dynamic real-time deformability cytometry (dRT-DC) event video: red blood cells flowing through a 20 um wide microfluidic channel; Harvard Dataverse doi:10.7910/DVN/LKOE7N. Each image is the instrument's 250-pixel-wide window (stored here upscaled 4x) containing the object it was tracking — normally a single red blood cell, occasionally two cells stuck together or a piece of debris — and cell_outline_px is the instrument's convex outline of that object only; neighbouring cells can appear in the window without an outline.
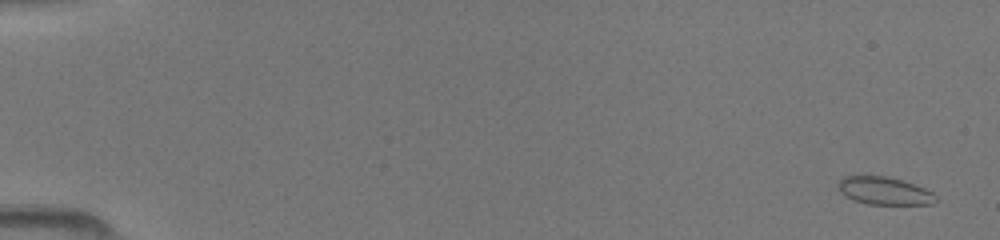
{"species": "common noctule bat (a hibernating species)", "species_latin": "Nyctalus noctula", "temperature_condition": "room temperature", "stored_images_in_passage": 49, "camera_frame_rate_fps": 3000, "um_per_image_px": 0.085, "animal": {"sex": "female", "body_mass_g": 19.5, "forearm_length_mm": 54.1}, "frame": {"image": 1, "passage_image": 2, "time_ms": 0.333, "image_size_px": [1000, 240], "cell_outline_px": [[936, 200], [932, 204], [868, 204], [844, 196], [840, 192], [836, 184], [844, 176], [888, 176], [924, 188], [932, 192], [936, 196]], "centroid_in_image_um": [75.13, 16.22], "position_along_channel_um": 9.9, "area_um2": 15.61}}
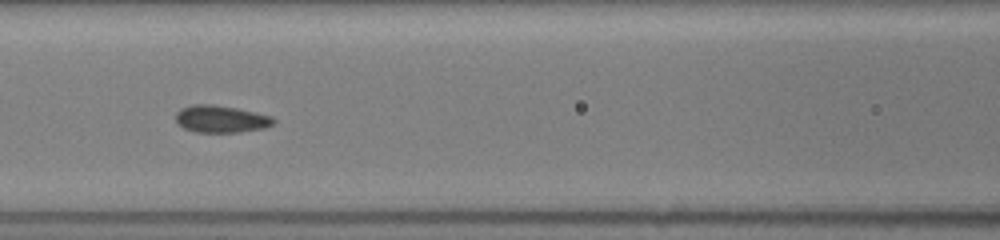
{"frame": {"image": 2, "passage_image": 23, "time_ms": 7.333, "image_size_px": [1000, 240], "cell_outline_px": [[276, 120], [272, 124], [264, 128], [236, 132], [196, 132], [184, 128], [176, 124], [176, 112], [180, 108], [192, 104], [212, 104], [236, 108], [256, 112], [272, 116]], "centroid_in_image_um": [18.75, 10.1], "position_along_channel_um": 147.9, "area_um2": 15.55}}
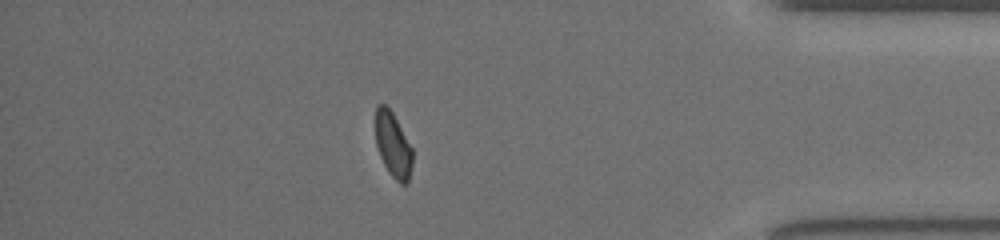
{"frame": {"image": 3, "passage_image": 43, "time_ms": 14.0, "image_size_px": [1000, 240], "cell_outline_px": [[412, 164], [408, 184], [400, 184], [388, 172], [380, 156], [376, 144], [376, 108], [380, 104], [384, 104], [392, 112], [412, 148]], "centroid_in_image_um": [33.41, 12.36], "position_along_channel_um": 401.8, "area_um2": 13.81}}